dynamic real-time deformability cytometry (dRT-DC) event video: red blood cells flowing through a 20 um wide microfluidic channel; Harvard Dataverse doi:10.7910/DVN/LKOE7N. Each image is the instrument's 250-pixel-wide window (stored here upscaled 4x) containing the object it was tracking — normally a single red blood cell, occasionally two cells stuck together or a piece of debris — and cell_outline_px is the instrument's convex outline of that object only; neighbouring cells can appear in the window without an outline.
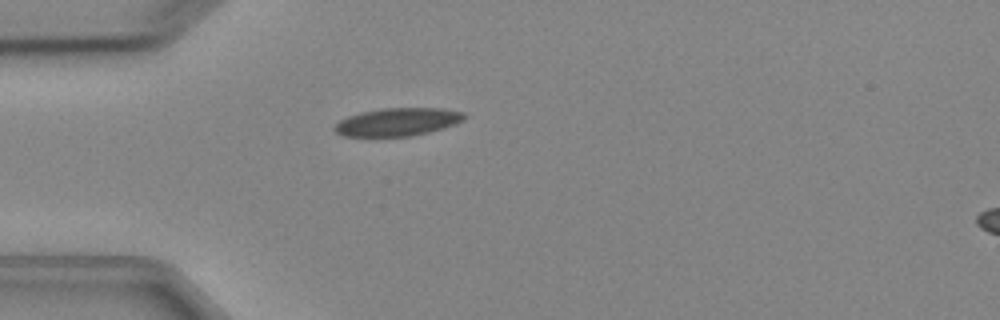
{"species": "Egyptian fruit bat (a non-hibernating species)", "species_latin": "Rousettus aegyptiacus", "temperature_condition": "cold", "stored_images_in_passage": 1, "camera_frame_rate_fps": 3000, "um_per_image_px": 0.085, "animal": {"sex": "female"}, "frame": {"image": 1, "passage_image": 1, "time_ms": 0.0, "image_size_px": [1000, 320], "cell_outline_px": [[464, 120], [456, 124], [444, 128], [428, 132], [408, 136], [344, 136], [336, 132], [332, 128], [340, 120], [348, 116], [360, 112], [380, 108], [444, 108], [464, 112]], "centroid_in_image_um": [33.8, 10.35], "position_along_channel_um": 51.2, "area_um2": 21.15}}